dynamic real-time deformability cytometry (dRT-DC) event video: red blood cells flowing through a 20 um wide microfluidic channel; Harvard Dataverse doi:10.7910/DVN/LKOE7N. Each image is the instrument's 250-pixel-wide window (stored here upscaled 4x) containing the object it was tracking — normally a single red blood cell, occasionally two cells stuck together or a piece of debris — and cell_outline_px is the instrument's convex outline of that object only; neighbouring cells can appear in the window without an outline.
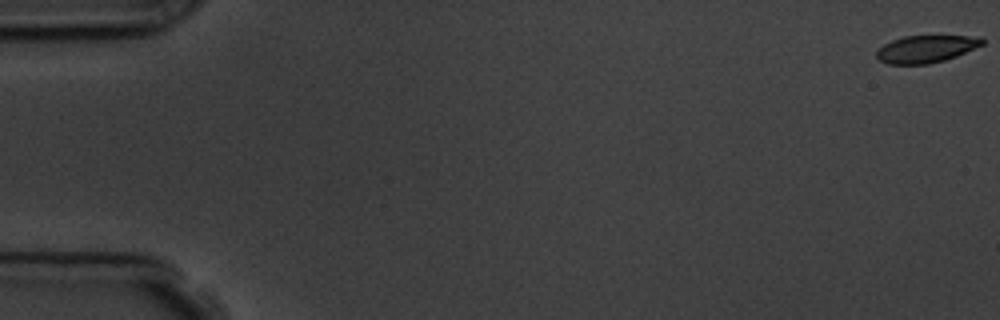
{"species": "common noctule bat (a hibernating species)", "species_latin": "Nyctalus noctula", "temperature_condition": "room temperature", "stored_images_in_passage": 17, "camera_frame_rate_fps": 3000, "um_per_image_px": 0.085, "animal": {"sex": "male", "body_mass_g": 19.5, "forearm_length_mm": 54.6}, "frame": {"image": 1, "passage_image": 1, "time_ms": 0.0, "image_size_px": [1000, 320], "cell_outline_px": [[984, 44], [956, 56], [944, 60], [928, 64], [888, 64], [880, 60], [876, 56], [876, 52], [884, 44], [892, 40], [904, 36], [968, 36], [984, 40]], "centroid_in_image_um": [78.68, 4.17], "position_along_channel_um": 6.3, "area_um2": 16.53}}
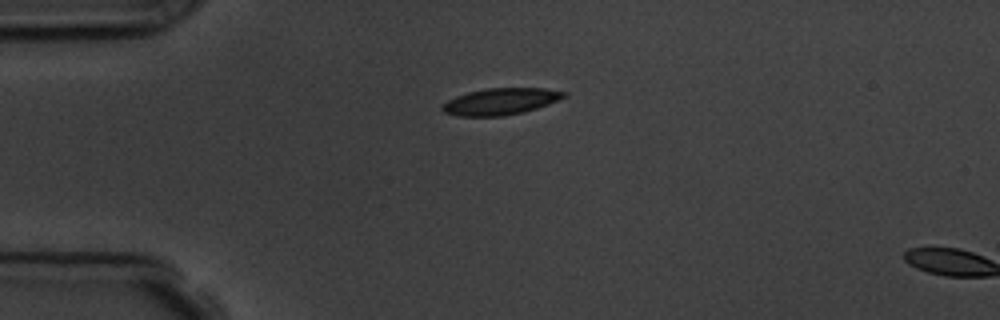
{"frame": {"image": 2, "passage_image": 15, "time_ms": 4.667, "image_size_px": [1000, 320], "cell_outline_px": [[568, 96], [548, 104], [524, 112], [504, 116], [460, 116], [444, 112], [440, 108], [448, 100], [456, 96], [468, 92], [488, 88], [544, 88], [568, 92]], "centroid_in_image_um": [42.58, 8.62], "position_along_channel_um": 42.4, "area_um2": 18.84}}